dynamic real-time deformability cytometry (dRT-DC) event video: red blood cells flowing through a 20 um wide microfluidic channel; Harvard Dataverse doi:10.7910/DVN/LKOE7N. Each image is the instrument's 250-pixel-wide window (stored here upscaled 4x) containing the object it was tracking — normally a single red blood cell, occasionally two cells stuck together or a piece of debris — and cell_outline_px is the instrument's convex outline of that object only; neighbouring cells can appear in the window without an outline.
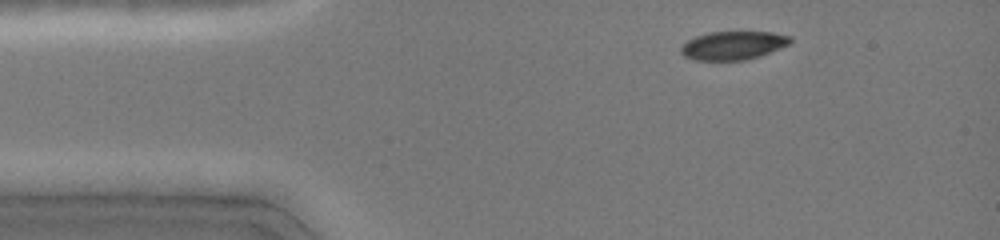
{"species": "common noctule bat (a hibernating species)", "species_latin": "Nyctalus noctula", "temperature_condition": "cold", "stored_images_in_passage": 31, "camera_frame_rate_fps": 3000, "um_per_image_px": 0.085, "animal": {"sex": "female", "body_mass_g": 19.0, "forearm_length_mm": 51.5}, "frame": {"image": 1, "passage_image": 3, "time_ms": 1.0, "image_size_px": [1000, 240], "cell_outline_px": [[792, 40], [788, 44], [780, 48], [760, 56], [744, 60], [692, 60], [684, 56], [680, 52], [680, 48], [688, 40], [696, 36], [708, 32], [772, 32], [792, 36]], "centroid_in_image_um": [62.31, 3.86], "position_along_channel_um": 22.7, "area_um2": 18.15}}
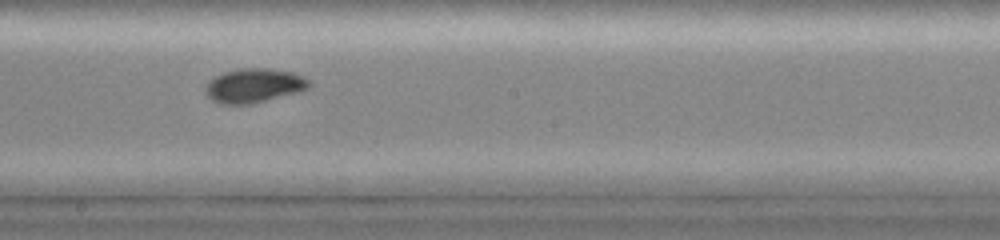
{"frame": {"image": 2, "passage_image": 20, "time_ms": 7.333, "image_size_px": [1000, 240], "cell_outline_px": [[312, 84], [308, 88], [300, 92], [252, 104], [220, 104], [212, 100], [204, 92], [204, 88], [208, 80], [224, 72], [240, 68], [268, 68], [292, 72], [308, 80]], "centroid_in_image_um": [21.56, 7.28], "position_along_channel_um": 226.6, "area_um2": 20.81}}
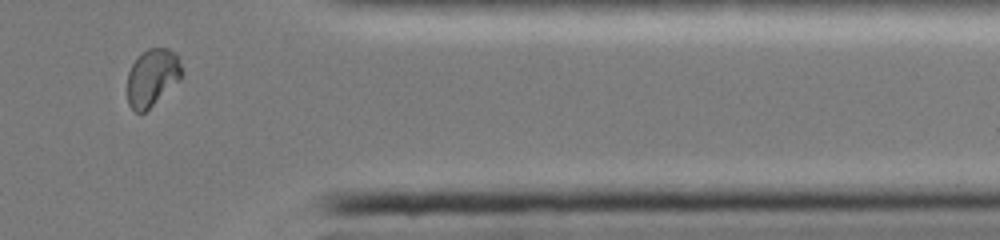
{"frame": {"image": 3, "passage_image": 29, "time_ms": 11.667, "image_size_px": [1000, 240], "cell_outline_px": [[184, 72], [180, 80], [144, 112], [136, 112], [128, 104], [128, 72], [132, 64], [148, 48], [168, 48], [176, 56]], "centroid_in_image_um": [12.95, 6.59], "position_along_channel_um": 398.5, "area_um2": 17.8}, "authors_computed_cell_mechanics": {"area_um2": 20.1144, "velocity_mm_per_s": 4.0978, "shape_relaxation_time_tau1_ms": 3.0909, "shape_relaxation_time_tau2_ms": null, "deformation_change_tau1": 0.1159, "deformation_change_tau2": null}}